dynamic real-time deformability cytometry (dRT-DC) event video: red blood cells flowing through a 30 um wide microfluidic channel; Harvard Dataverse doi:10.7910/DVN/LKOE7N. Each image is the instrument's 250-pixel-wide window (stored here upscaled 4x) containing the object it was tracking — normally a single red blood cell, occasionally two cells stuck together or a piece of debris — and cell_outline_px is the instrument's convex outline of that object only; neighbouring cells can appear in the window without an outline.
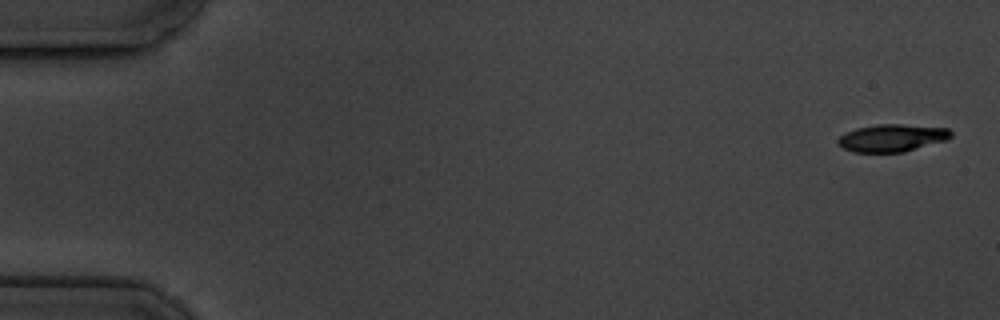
{"species": "common noctule bat (a hibernating species)", "species_latin": "Nyctalus noctula", "temperature_condition": "cold", "stored_images_in_passage": 10, "camera_frame_rate_fps": 3000, "um_per_image_px": 0.085, "animal": {"sex": "male", "body_mass_g": 19.5, "forearm_length_mm": 54.6}, "frame": {"image": 1, "passage_image": 1, "time_ms": 0.0, "image_size_px": [1000, 320], "cell_outline_px": [[952, 136], [948, 140], [904, 152], [852, 152], [844, 148], [836, 140], [844, 132], [856, 128], [876, 124], [904, 124], [948, 128], [952, 132]], "centroid_in_image_um": [75.84, 11.72], "position_along_channel_um": 9.2, "area_um2": 18.26}}
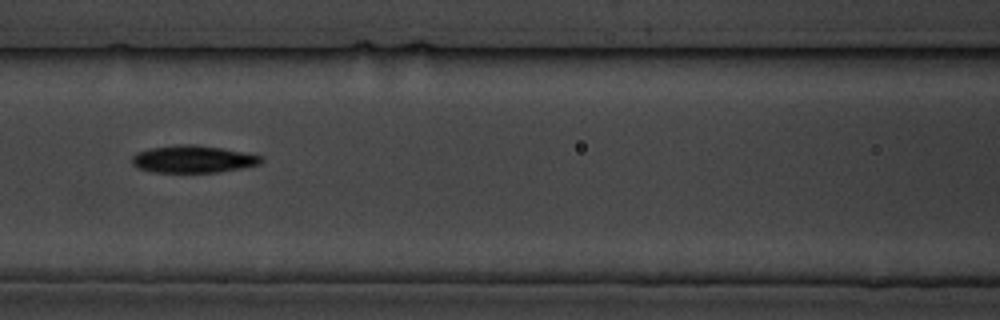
{"frame": {"image": 2, "passage_image": 8, "time_ms": 8.0, "image_size_px": [1000, 320], "cell_outline_px": [[264, 160], [260, 164], [240, 168], [216, 172], [152, 172], [136, 168], [132, 164], [132, 156], [136, 152], [148, 148], [176, 144], [192, 144], [220, 148], [264, 156]], "centroid_in_image_um": [16.36, 13.52], "position_along_channel_um": 150.2, "area_um2": 20.63}}
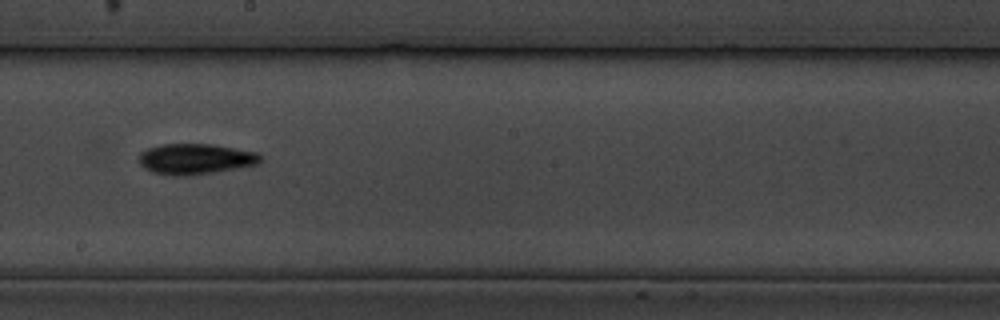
{"frame": {"image": 3, "passage_image": 10, "time_ms": 10.333, "image_size_px": [1000, 320], "cell_outline_px": [[264, 160], [256, 164], [236, 168], [212, 172], [184, 176], [172, 176], [152, 172], [144, 168], [140, 164], [140, 152], [148, 148], [160, 144], [212, 144], [256, 152]], "centroid_in_image_um": [16.58, 13.51], "position_along_channel_um": 231.6, "area_um2": 21.56}}